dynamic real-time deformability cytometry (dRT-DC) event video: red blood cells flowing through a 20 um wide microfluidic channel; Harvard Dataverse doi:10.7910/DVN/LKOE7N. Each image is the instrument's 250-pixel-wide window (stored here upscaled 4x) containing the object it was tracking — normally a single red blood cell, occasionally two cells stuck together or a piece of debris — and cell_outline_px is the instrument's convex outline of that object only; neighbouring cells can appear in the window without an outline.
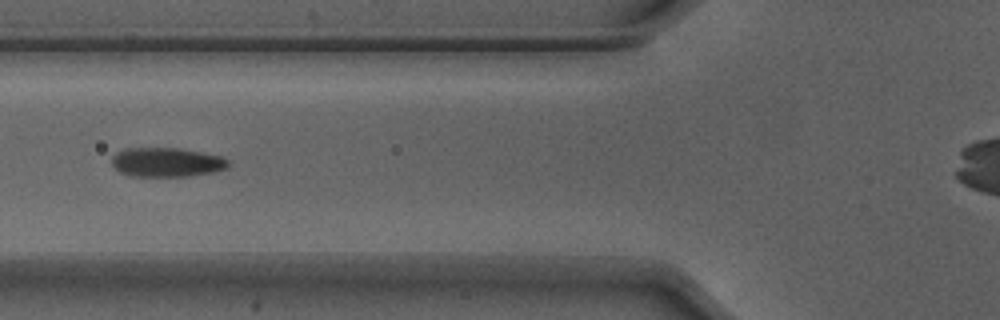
{"species": "Egyptian fruit bat (a non-hibernating species)", "species_latin": "Rousettus aegyptiacus", "temperature_condition": "warm", "stored_images_in_passage": 50, "camera_frame_rate_fps": 3000, "um_per_image_px": 0.085, "animal": {"sex": "male"}, "frame": {"image": 1, "passage_image": 20, "time_ms": 6.333, "image_size_px": [1000, 320], "cell_outline_px": [[232, 164], [228, 168], [212, 172], [192, 176], [128, 176], [120, 172], [112, 164], [112, 156], [116, 152], [124, 148], [180, 148], [220, 156], [228, 160]], "centroid_in_image_um": [14.17, 13.79], "position_along_channel_um": 111.6, "area_um2": 20.0}}
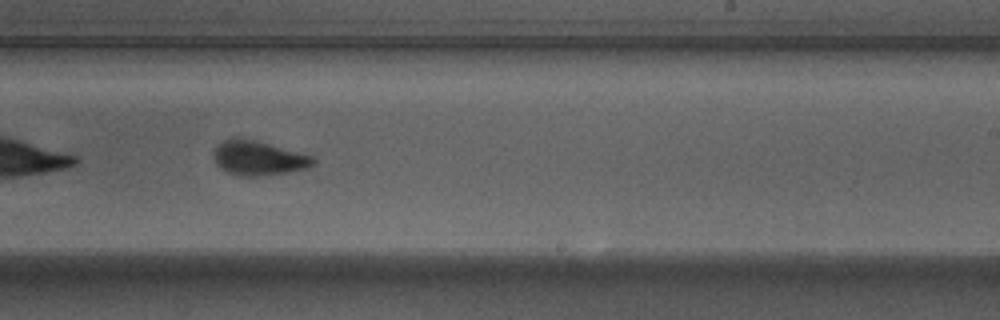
{"frame": {"image": 2, "passage_image": 32, "time_ms": 10.333, "image_size_px": [1000, 320], "cell_outline_px": [[316, 164], [308, 168], [288, 172], [260, 176], [240, 176], [228, 172], [220, 168], [216, 164], [212, 156], [212, 152], [216, 144], [224, 140], [236, 136], [256, 140], [312, 156], [316, 160]], "centroid_in_image_um": [21.92, 13.42], "position_along_channel_um": 267.1, "area_um2": 20.29}}
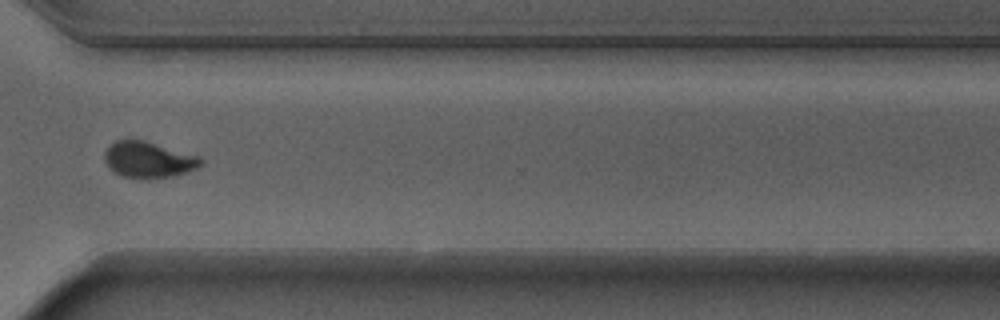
{"frame": {"image": 3, "passage_image": 39, "time_ms": 12.667, "image_size_px": [1000, 320], "cell_outline_px": [[204, 160], [196, 168], [172, 176], [148, 180], [120, 176], [108, 168], [104, 160], [104, 152], [116, 140], [144, 140], [200, 156]], "centroid_in_image_um": [12.59, 13.59], "position_along_channel_um": 358.0, "area_um2": 20.4}, "authors_computed_cell_mechanics": {"area_um2": 20.4901, "velocity_mm_per_s": 3.8886, "shape_relaxation_time_tau1_ms": 2.8894, "shape_relaxation_time_tau2_ms": null, "deformation_change_tau1": 0.1337, "deformation_change_tau2": null}}